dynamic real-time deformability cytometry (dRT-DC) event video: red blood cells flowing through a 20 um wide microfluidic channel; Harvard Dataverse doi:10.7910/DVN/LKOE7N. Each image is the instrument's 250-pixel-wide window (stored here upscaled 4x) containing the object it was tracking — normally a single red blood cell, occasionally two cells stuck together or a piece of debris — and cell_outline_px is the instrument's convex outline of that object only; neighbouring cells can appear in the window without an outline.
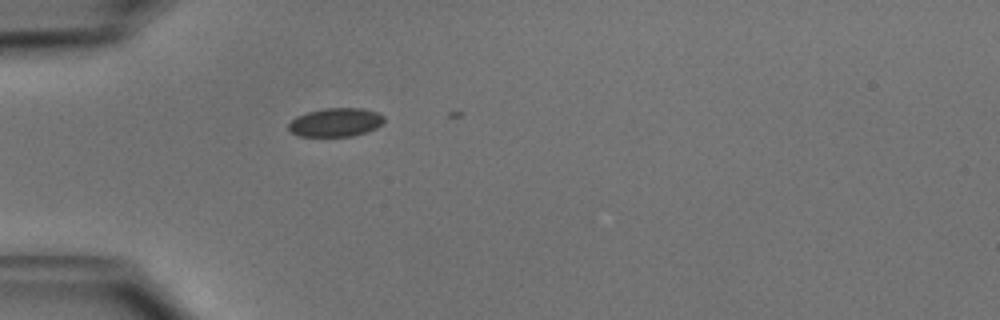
{"species": "common noctule bat (a hibernating species)", "species_latin": "Nyctalus noctula", "temperature_condition": "cold", "stored_images_in_passage": 4, "camera_frame_rate_fps": 3000, "um_per_image_px": 0.085, "animal": {"sex": "male", "body_mass_g": 15.6}, "frame": {"image": 1, "passage_image": 3, "time_ms": 0.667, "image_size_px": [1000, 320], "cell_outline_px": [[384, 120], [376, 128], [352, 136], [300, 136], [292, 132], [288, 128], [288, 124], [296, 116], [308, 112], [324, 108], [364, 108], [376, 112], [384, 116]], "centroid_in_image_um": [28.52, 10.39], "position_along_channel_um": 56.5, "area_um2": 15.78}}